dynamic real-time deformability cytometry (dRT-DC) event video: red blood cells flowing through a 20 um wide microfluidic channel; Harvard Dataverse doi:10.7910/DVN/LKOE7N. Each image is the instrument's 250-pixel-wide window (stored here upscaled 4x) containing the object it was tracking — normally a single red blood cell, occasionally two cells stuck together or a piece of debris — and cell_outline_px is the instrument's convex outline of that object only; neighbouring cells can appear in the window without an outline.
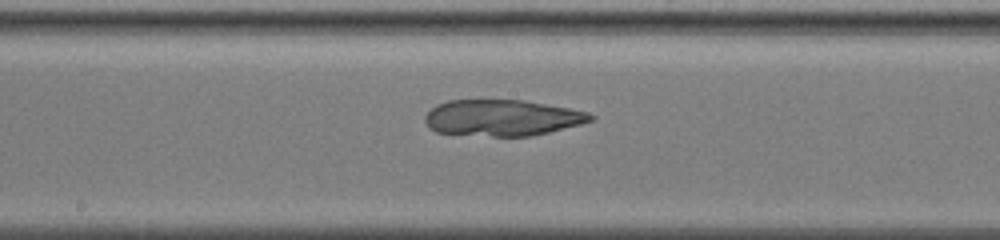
{"species": "common noctule bat (a hibernating species)", "species_latin": "Nyctalus noctula", "temperature_condition": "warm", "stored_images_in_passage": 76, "camera_frame_rate_fps": 3000, "um_per_image_px": 0.085, "animal": {"sex": "female", "body_mass_g": 19.5, "forearm_length_mm": 54.1}, "frame": {"image": 1, "passage_image": 45, "time_ms": 14.667, "image_size_px": [1000, 240], "cell_outline_px": [[596, 116], [592, 120], [580, 124], [532, 136], [492, 136], [436, 132], [428, 128], [424, 120], [424, 116], [436, 104], [448, 100], [524, 100], [568, 108], [588, 112]], "centroid_in_image_um": [42.65, 10.01], "position_along_channel_um": 205.5, "area_um2": 34.85}}
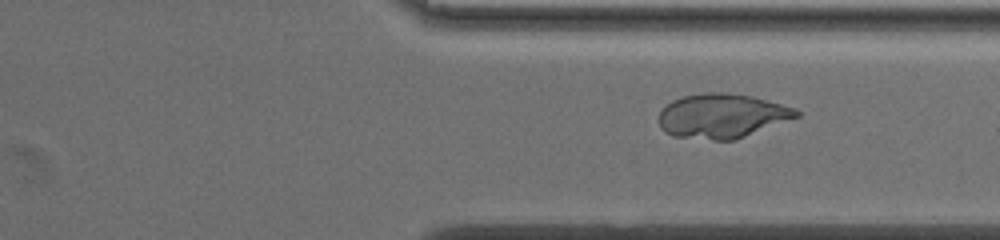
{"frame": {"image": 2, "passage_image": 60, "time_ms": 19.667, "image_size_px": [1000, 240], "cell_outline_px": [[800, 116], [736, 140], [712, 140], [672, 136], [664, 132], [660, 128], [660, 112], [672, 100], [684, 96], [704, 92], [724, 92], [752, 96], [796, 108], [800, 112]], "centroid_in_image_um": [61.38, 9.86], "position_along_channel_um": 350.0, "area_um2": 35.66}}
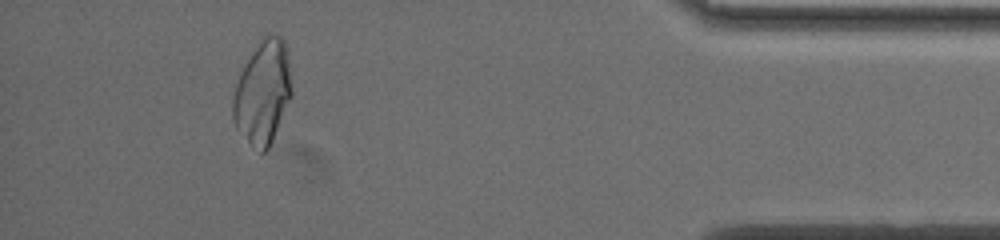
{"frame": {"image": 3, "passage_image": 71, "time_ms": 23.333, "image_size_px": [1000, 240], "cell_outline_px": [[292, 96], [272, 140], [268, 148], [264, 152], [260, 152], [252, 148], [236, 128], [232, 120], [232, 96], [240, 72], [252, 52], [260, 40], [268, 32], [276, 32], [284, 40], [288, 56], [292, 92]], "centroid_in_image_um": [22.32, 7.85], "position_along_channel_um": 412.9, "area_um2": 35.72}}